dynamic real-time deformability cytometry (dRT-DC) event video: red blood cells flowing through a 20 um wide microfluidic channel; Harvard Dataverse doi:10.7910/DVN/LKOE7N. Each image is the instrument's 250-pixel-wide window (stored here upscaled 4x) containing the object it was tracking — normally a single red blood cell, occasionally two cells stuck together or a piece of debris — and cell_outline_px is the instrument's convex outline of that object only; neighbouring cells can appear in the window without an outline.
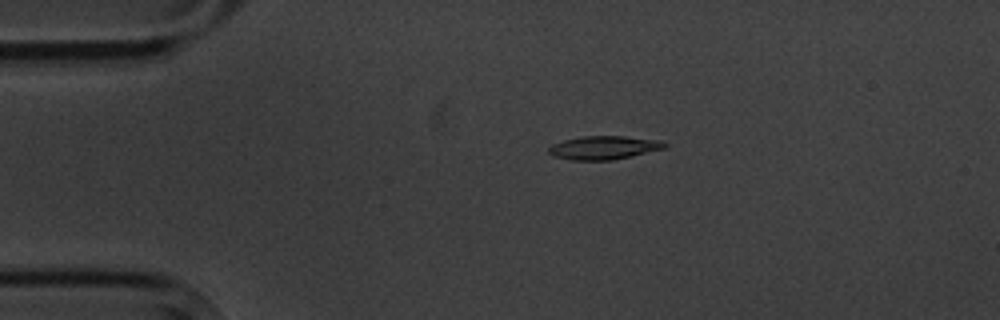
{"species": "common noctule bat (a hibernating species)", "species_latin": "Nyctalus noctula", "temperature_condition": "cold", "stored_images_in_passage": 12, "camera_frame_rate_fps": 3000, "um_per_image_px": 0.085, "animal": {"sex": "male", "body_mass_g": 20.1, "forearm_length_mm": 53.5}, "frame": {"image": 1, "passage_image": 1, "time_ms": 0.0, "image_size_px": [1000, 320], "cell_outline_px": [[668, 144], [664, 148], [632, 156], [612, 160], [568, 160], [552, 156], [548, 152], [548, 148], [552, 144], [564, 140], [584, 136], [624, 136], [664, 140]], "centroid_in_image_um": [51.33, 12.55], "position_along_channel_um": 33.7, "area_um2": 16.01}}
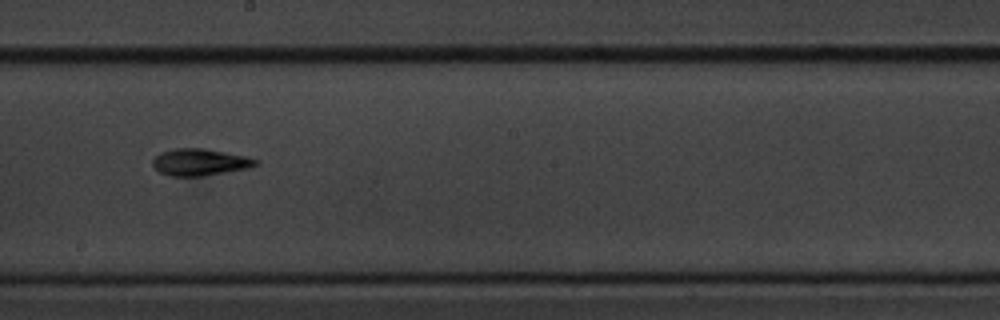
{"frame": {"image": 2, "passage_image": 6, "time_ms": 6.667, "image_size_px": [1000, 320], "cell_outline_px": [[260, 164], [244, 168], [224, 172], [200, 176], [168, 176], [160, 172], [152, 164], [152, 160], [156, 156], [164, 152], [176, 148], [204, 148], [248, 156], [260, 160]], "centroid_in_image_um": [17.01, 13.77], "position_along_channel_um": 231.2, "area_um2": 15.95}}
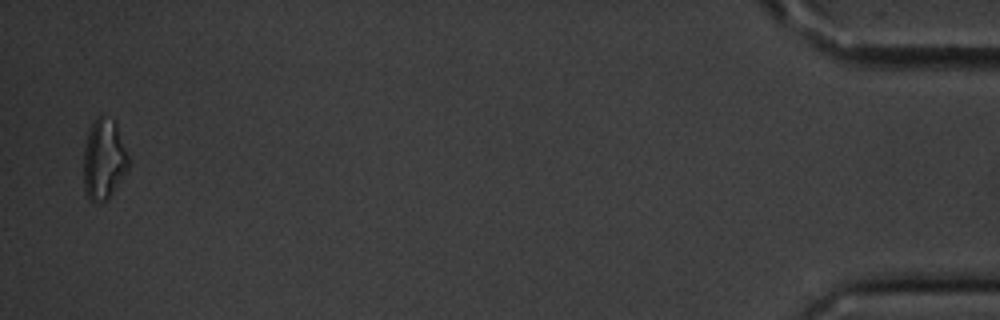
{"frame": {"image": 3, "passage_image": 12, "time_ms": 14.667, "image_size_px": [1000, 320], "cell_outline_px": [[132, 164], [108, 200], [88, 200], [84, 192], [84, 144], [88, 132], [96, 116], [100, 116], [116, 120]], "centroid_in_image_um": [8.86, 13.53], "position_along_channel_um": 426.3, "area_um2": 21.56}, "authors_computed_cell_mechanics": {"area_um2": 15.7794, "velocity_mm_per_s": 3.5435, "shape_relaxation_time_tau1_ms": 2.8793, "shape_relaxation_time_tau2_ms": null, "deformation_change_tau1": 0.1515, "deformation_change_tau2": null}}